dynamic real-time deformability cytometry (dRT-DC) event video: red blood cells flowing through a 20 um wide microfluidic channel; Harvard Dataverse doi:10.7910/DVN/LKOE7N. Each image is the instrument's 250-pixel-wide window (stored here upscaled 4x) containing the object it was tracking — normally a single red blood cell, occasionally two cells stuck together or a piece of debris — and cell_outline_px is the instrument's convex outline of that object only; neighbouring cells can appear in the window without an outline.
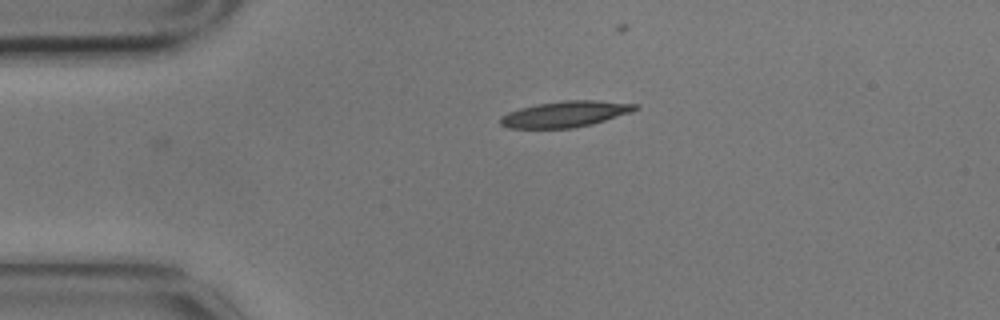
{"species": "common noctule bat (a hibernating species)", "species_latin": "Nyctalus noctula", "temperature_condition": "cold", "stored_images_in_passage": 4, "camera_frame_rate_fps": 3000, "um_per_image_px": 0.085, "animal": {"sex": "male", "body_mass_g": 17.9}, "frame": {"image": 1, "passage_image": 1, "time_ms": 0.0, "image_size_px": [1000, 320], "cell_outline_px": [[640, 108], [632, 112], [592, 124], [572, 128], [508, 128], [500, 124], [500, 116], [508, 112], [520, 108], [536, 104], [564, 100], [596, 100], [640, 104]], "centroid_in_image_um": [48.07, 9.69], "position_along_channel_um": 36.9, "area_um2": 20.58}}